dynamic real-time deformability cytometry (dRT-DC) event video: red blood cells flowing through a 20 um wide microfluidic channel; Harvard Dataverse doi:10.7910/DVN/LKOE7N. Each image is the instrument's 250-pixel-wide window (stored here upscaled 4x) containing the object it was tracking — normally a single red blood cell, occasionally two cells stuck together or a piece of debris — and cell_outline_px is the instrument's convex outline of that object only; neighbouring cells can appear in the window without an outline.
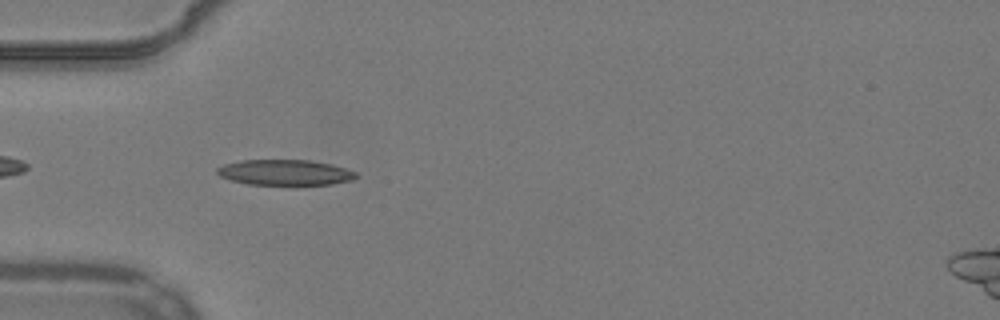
{"species": "common noctule bat (a hibernating species)", "species_latin": "Nyctalus noctula", "temperature_condition": "warm", "stored_images_in_passage": 35, "camera_frame_rate_fps": 3000, "um_per_image_px": 0.085, "animal": {"sex": "male", "body_mass_g": 19.2, "forearm_length_mm": 51.8}, "frame": {"image": 1, "passage_image": 3, "time_ms": 0.667, "image_size_px": [1000, 320], "cell_outline_px": [[356, 176], [352, 180], [332, 184], [288, 188], [248, 184], [232, 180], [220, 176], [216, 172], [216, 168], [224, 164], [240, 160], [308, 160], [332, 164], [356, 172]], "centroid_in_image_um": [24.22, 14.71], "position_along_channel_um": 60.8, "area_um2": 21.68}}
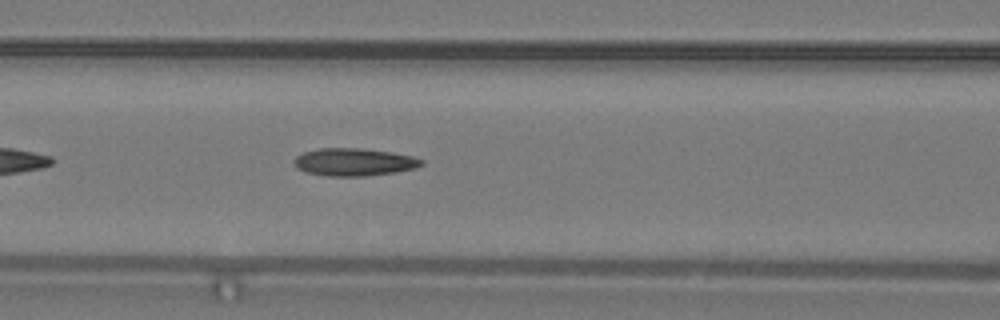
{"frame": {"image": 2, "passage_image": 9, "time_ms": 2.667, "image_size_px": [1000, 320], "cell_outline_px": [[424, 164], [416, 168], [396, 172], [364, 176], [328, 176], [304, 172], [296, 168], [296, 156], [304, 152], [320, 148], [360, 148], [392, 152], [412, 156], [424, 160]], "centroid_in_image_um": [30.12, 13.77], "position_along_channel_um": 136.5, "area_um2": 20.52}}
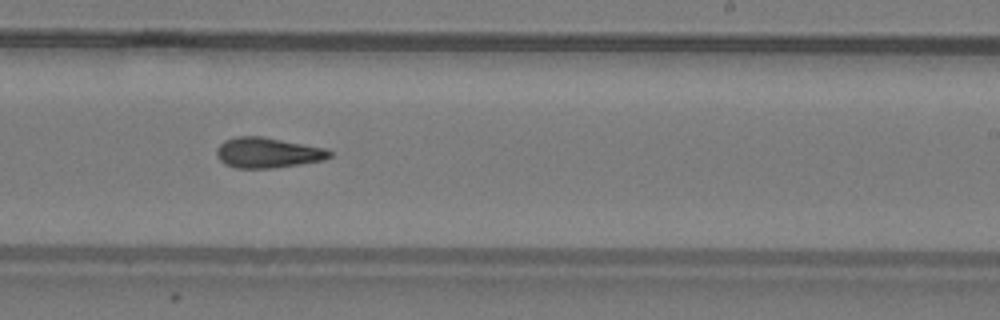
{"frame": {"image": 3, "passage_image": 19, "time_ms": 6.0, "image_size_px": [1000, 320], "cell_outline_px": [[332, 156], [324, 160], [300, 164], [272, 168], [236, 168], [224, 164], [220, 160], [216, 152], [216, 148], [224, 140], [236, 136], [260, 136], [324, 148], [332, 152]], "centroid_in_image_um": [22.72, 12.98], "position_along_channel_um": 266.3, "area_um2": 19.88}, "authors_computed_cell_mechanics": {"area_um2": 19.8832, "velocity_mm_per_s": 3.9011, "shape_relaxation_time_tau1_ms": null, "shape_relaxation_time_tau2_ms": 2.8416, "deformation_change_tau1": null, "deformation_change_tau2": 0.1263}}